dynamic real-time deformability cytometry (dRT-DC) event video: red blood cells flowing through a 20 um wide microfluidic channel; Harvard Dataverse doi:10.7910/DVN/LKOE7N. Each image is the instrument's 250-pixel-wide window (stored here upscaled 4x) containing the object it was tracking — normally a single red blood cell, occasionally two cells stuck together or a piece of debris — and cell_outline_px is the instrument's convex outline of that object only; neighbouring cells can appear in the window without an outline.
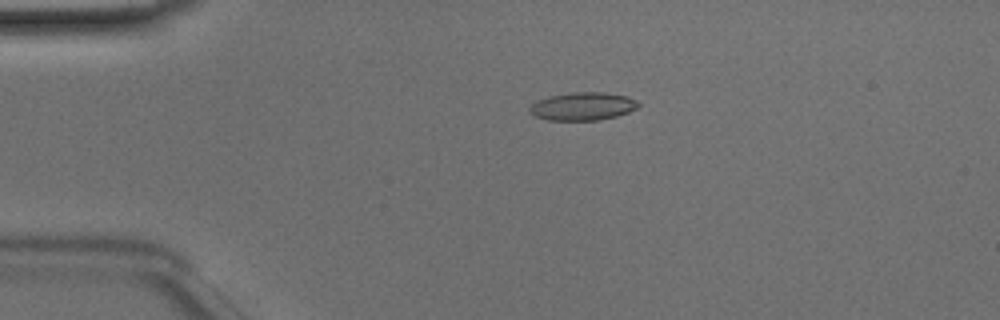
{"species": "Egyptian fruit bat (a non-hibernating species)", "species_latin": "Rousettus aegyptiacus", "temperature_condition": "room temperature", "stored_images_in_passage": 40, "camera_frame_rate_fps": 3000, "um_per_image_px": 0.085, "animal": {"sex": "male"}, "frame": {"image": 1, "passage_image": 1, "time_ms": 0.0, "image_size_px": [1000, 320], "cell_outline_px": [[640, 104], [636, 108], [628, 112], [616, 116], [600, 120], [548, 120], [536, 116], [528, 112], [528, 108], [536, 100], [552, 96], [572, 92], [604, 92], [628, 96], [636, 100]], "centroid_in_image_um": [49.53, 9.03], "position_along_channel_um": 35.5, "area_um2": 17.74}}
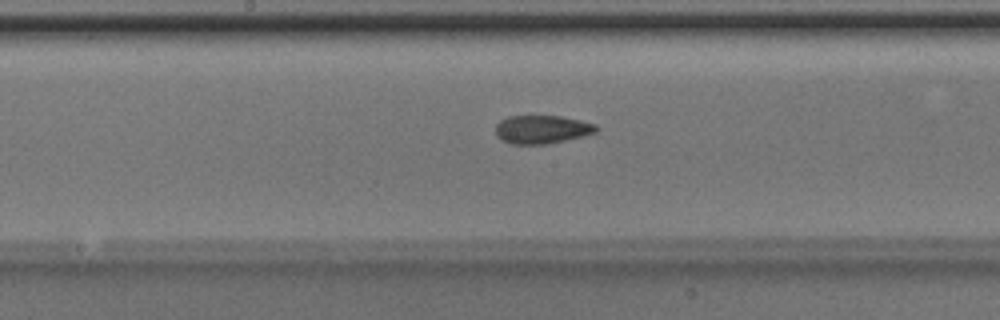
{"frame": {"image": 2, "passage_image": 16, "time_ms": 5.0, "image_size_px": [1000, 320], "cell_outline_px": [[600, 128], [596, 132], [584, 136], [548, 144], [512, 144], [500, 140], [496, 136], [496, 124], [500, 120], [508, 116], [560, 116], [580, 120], [596, 124]], "centroid_in_image_um": [46.07, 11.0], "position_along_channel_um": 202.1, "area_um2": 16.82}}
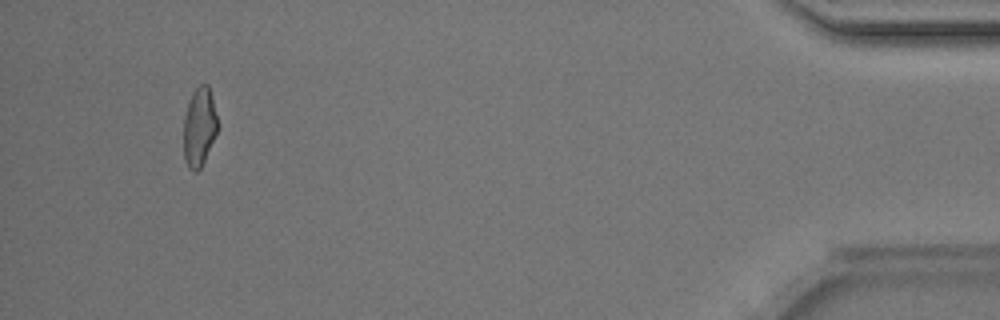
{"frame": {"image": 3, "passage_image": 37, "time_ms": 12.0, "image_size_px": [1000, 320], "cell_outline_px": [[216, 132], [204, 160], [200, 168], [196, 172], [188, 168], [184, 160], [184, 116], [192, 92], [200, 84], [208, 84], [216, 116]], "centroid_in_image_um": [16.9, 10.8], "position_along_channel_um": 418.3, "area_um2": 15.14}, "authors_computed_cell_mechanics": {"area_um2": 16.473, "velocity_mm_per_s": 4.1138, "shape_relaxation_time_tau1_ms": null, "shape_relaxation_time_tau2_ms": 3.1404, "deformation_change_tau1": null, "deformation_change_tau2": 0.0977}}